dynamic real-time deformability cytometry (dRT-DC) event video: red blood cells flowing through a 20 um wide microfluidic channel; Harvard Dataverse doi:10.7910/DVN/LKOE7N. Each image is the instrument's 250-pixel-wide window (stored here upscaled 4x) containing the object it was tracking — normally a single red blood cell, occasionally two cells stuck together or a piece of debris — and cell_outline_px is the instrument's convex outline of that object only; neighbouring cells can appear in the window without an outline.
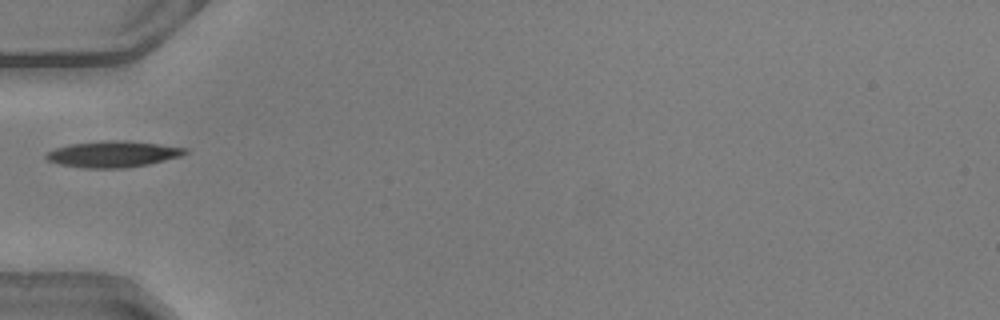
{"species": "common noctule bat (a hibernating species)", "species_latin": "Nyctalus noctula", "temperature_condition": "warm", "stored_images_in_passage": 33, "camera_frame_rate_fps": 3000, "um_per_image_px": 0.085, "animal": {"sex": "male", "body_mass_g": 20.5, "forearm_length_mm": 52.5}, "frame": {"image": 1, "passage_image": 1, "time_ms": 0.0, "image_size_px": [1000, 320], "cell_outline_px": [[188, 152], [180, 156], [148, 164], [124, 168], [80, 168], [60, 164], [48, 160], [44, 156], [48, 152], [56, 148], [68, 144], [116, 140], [124, 140], [188, 148]], "centroid_in_image_um": [9.59, 13.1], "position_along_channel_um": 75.4, "area_um2": 20.98}}
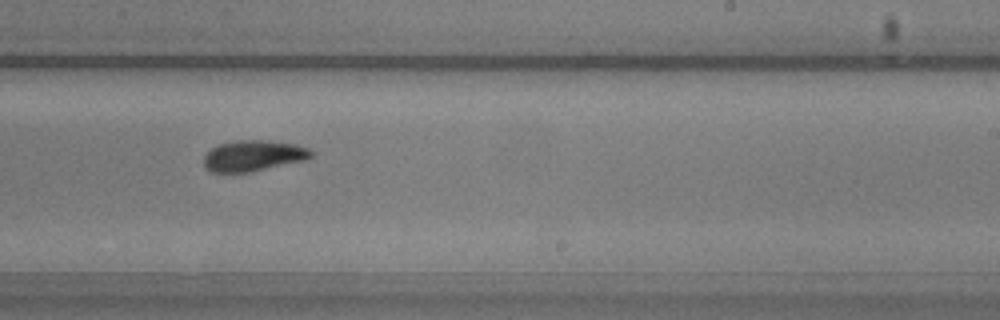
{"frame": {"image": 2, "passage_image": 15, "time_ms": 4.667, "image_size_px": [1000, 320], "cell_outline_px": [[312, 156], [304, 160], [252, 172], [212, 172], [204, 168], [204, 156], [212, 148], [220, 144], [236, 140], [268, 140], [296, 144], [308, 148], [312, 152]], "centroid_in_image_um": [21.53, 13.24], "position_along_channel_um": 267.5, "area_um2": 19.31}}
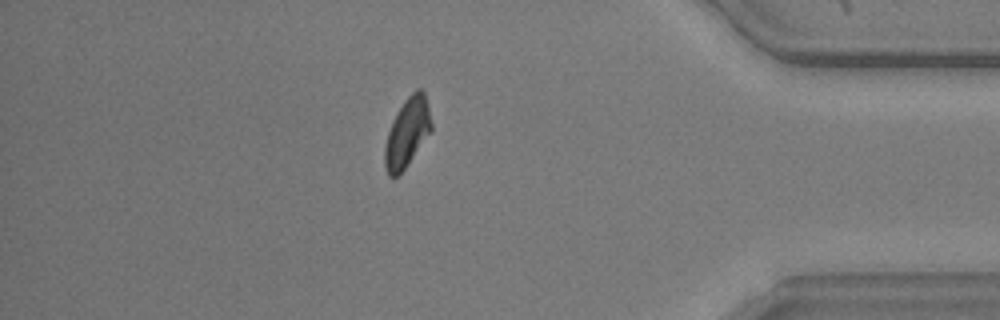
{"frame": {"image": 3, "passage_image": 27, "time_ms": 8.667, "image_size_px": [1000, 320], "cell_outline_px": [[432, 128], [404, 168], [396, 176], [388, 176], [384, 168], [384, 148], [388, 132], [392, 120], [396, 112], [404, 100], [416, 88], [420, 88], [424, 92], [432, 124]], "centroid_in_image_um": [34.57, 11.24], "position_along_channel_um": 400.6, "area_um2": 18.32}}